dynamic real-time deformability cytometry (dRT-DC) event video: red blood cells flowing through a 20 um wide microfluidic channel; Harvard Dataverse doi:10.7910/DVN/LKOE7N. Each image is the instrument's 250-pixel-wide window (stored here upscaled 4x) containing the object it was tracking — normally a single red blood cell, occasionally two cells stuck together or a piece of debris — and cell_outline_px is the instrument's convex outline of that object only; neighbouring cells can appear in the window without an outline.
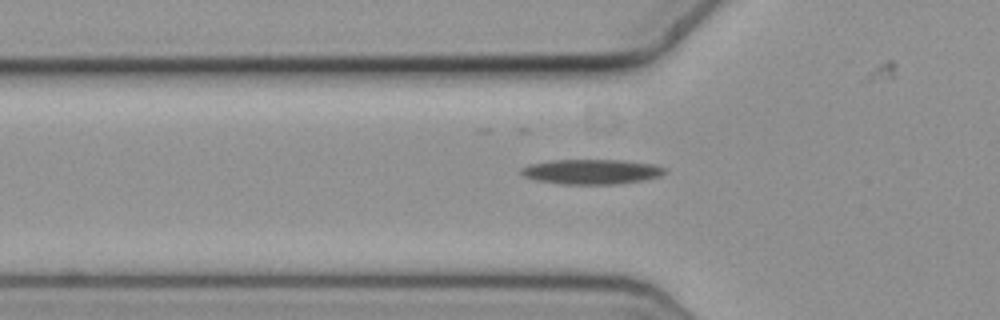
{"species": "common noctule bat (a hibernating species)", "species_latin": "Nyctalus noctula", "temperature_condition": "cold", "stored_images_in_passage": 40, "camera_frame_rate_fps": 3000, "um_per_image_px": 0.085, "animal": {"sex": "female", "body_mass_g": 19.3, "forearm_length_mm": 54.1}, "frame": {"image": 1, "passage_image": 6, "time_ms": 1.667, "image_size_px": [1000, 320], "cell_outline_px": [[664, 172], [660, 176], [640, 180], [616, 184], [564, 184], [536, 180], [524, 176], [520, 172], [520, 168], [532, 164], [552, 160], [624, 160], [652, 164], [664, 168]], "centroid_in_image_um": [50.24, 14.59], "position_along_channel_um": 75.6, "area_um2": 20.52}}
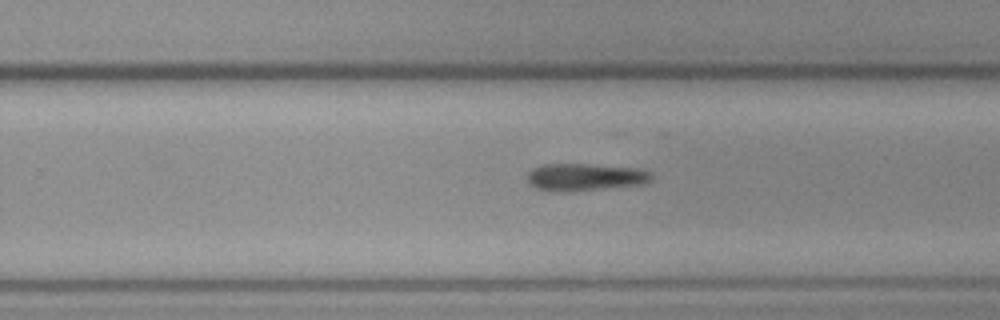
{"frame": {"image": 2, "passage_image": 23, "time_ms": 7.333, "image_size_px": [1000, 320], "cell_outline_px": [[652, 176], [644, 184], [572, 192], [544, 192], [536, 188], [528, 180], [528, 172], [532, 168], [540, 164], [584, 164], [640, 168], [652, 172]], "centroid_in_image_um": [49.69, 15.06], "position_along_channel_um": 280.1, "area_um2": 20.11}}
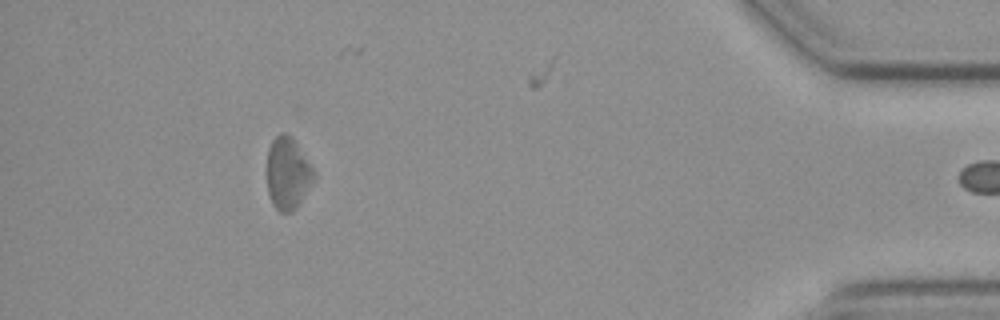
{"frame": {"image": 3, "passage_image": 39, "time_ms": 12.667, "image_size_px": [1000, 320], "cell_outline_px": [[316, 180], [300, 204], [292, 212], [280, 212], [272, 204], [268, 192], [268, 148], [272, 140], [280, 132], [284, 132], [292, 136], [296, 140], [316, 172]], "centroid_in_image_um": [24.51, 14.73], "position_along_channel_um": 410.7, "area_um2": 20.23}}